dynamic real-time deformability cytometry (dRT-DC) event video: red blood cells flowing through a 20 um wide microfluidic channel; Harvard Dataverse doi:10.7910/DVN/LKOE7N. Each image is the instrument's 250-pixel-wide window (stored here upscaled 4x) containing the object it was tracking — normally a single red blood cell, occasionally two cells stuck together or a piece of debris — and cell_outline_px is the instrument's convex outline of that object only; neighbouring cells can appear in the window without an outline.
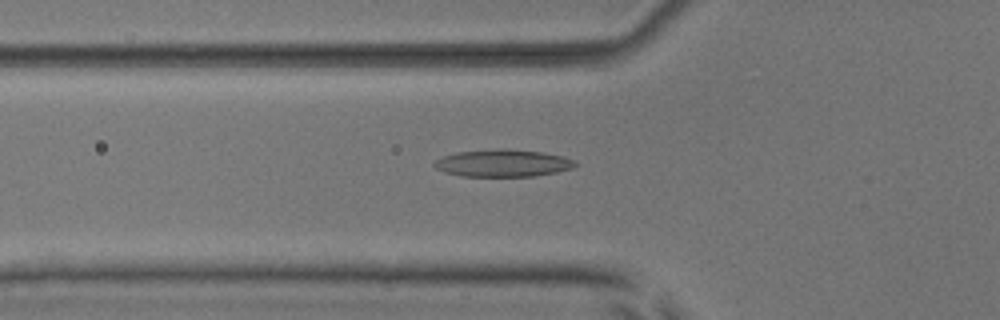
{"species": "common noctule bat (a hibernating species)", "species_latin": "Nyctalus noctula", "temperature_condition": "room temperature", "stored_images_in_passage": 44, "camera_frame_rate_fps": 3000, "um_per_image_px": 0.085, "animal": {"sex": "male", "body_mass_g": 17.9, "forearm_length_mm": 54.2}, "frame": {"image": 1, "passage_image": 9, "time_ms": 2.667, "image_size_px": [1000, 320], "cell_outline_px": [[580, 164], [572, 168], [556, 172], [536, 176], [460, 176], [444, 172], [436, 168], [432, 164], [436, 160], [444, 156], [456, 152], [496, 148], [504, 148], [544, 152], [564, 156]], "centroid_in_image_um": [42.75, 13.86], "position_along_channel_um": 83.0, "area_um2": 22.6}}
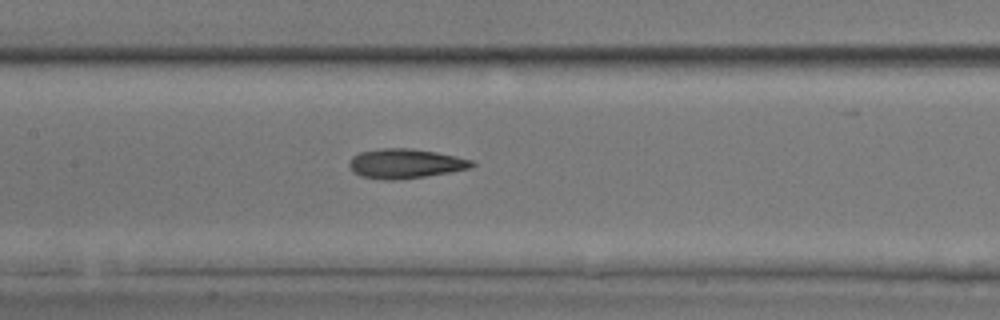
{"frame": {"image": 2, "passage_image": 16, "time_ms": 5.0, "image_size_px": [1000, 320], "cell_outline_px": [[476, 164], [472, 168], [452, 172], [396, 180], [384, 180], [360, 176], [352, 172], [348, 164], [352, 156], [360, 152], [380, 148], [412, 148], [436, 152], [456, 156], [472, 160]], "centroid_in_image_um": [34.45, 13.9], "position_along_channel_um": 173.0, "area_um2": 21.33}}
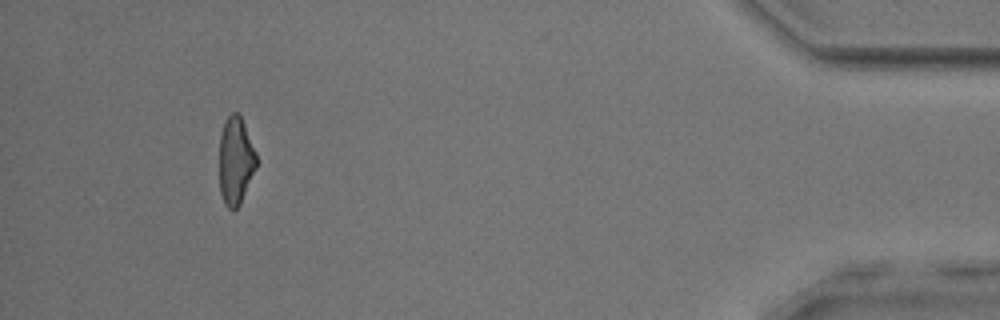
{"frame": {"image": 3, "passage_image": 40, "time_ms": 13.0, "image_size_px": [1000, 320], "cell_outline_px": [[256, 168], [240, 204], [232, 212], [224, 204], [220, 192], [220, 136], [224, 120], [232, 112], [236, 112], [240, 116], [244, 124], [256, 152]], "centroid_in_image_um": [20.02, 13.68], "position_along_channel_um": 415.2, "area_um2": 18.9}, "authors_computed_cell_mechanics": {"area_um2": 20.3456, "velocity_mm_per_s": 3.8326, "shape_relaxation_time_tau1_ms": 3.6438, "shape_relaxation_time_tau2_ms": 2.798, "deformation_change_tau1": 0.1493, "deformation_change_tau2": 0.1404}}